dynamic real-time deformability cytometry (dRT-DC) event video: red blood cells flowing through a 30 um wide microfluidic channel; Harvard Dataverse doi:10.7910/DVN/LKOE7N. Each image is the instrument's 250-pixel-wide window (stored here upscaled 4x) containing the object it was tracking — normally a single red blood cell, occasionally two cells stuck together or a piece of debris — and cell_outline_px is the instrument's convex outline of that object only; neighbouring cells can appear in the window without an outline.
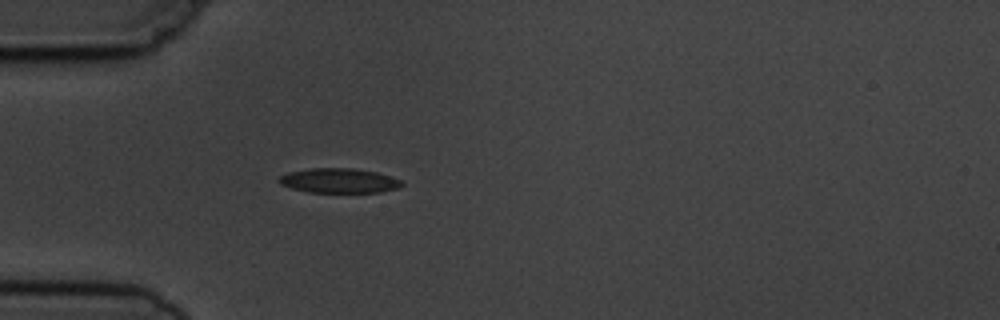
{"species": "common noctule bat (a hibernating species)", "species_latin": "Nyctalus noctula", "temperature_condition": "cold", "stored_images_in_passage": 5, "camera_frame_rate_fps": 3000, "um_per_image_px": 0.085, "animal": {"sex": "male", "body_mass_g": 19.5, "forearm_length_mm": 54.6}, "frame": {"image": 1, "passage_image": 5, "time_ms": 5.0, "image_size_px": [1000, 320], "cell_outline_px": [[404, 184], [396, 188], [380, 192], [308, 192], [292, 188], [280, 184], [280, 176], [288, 172], [312, 168], [352, 168], [376, 172], [400, 180]], "centroid_in_image_um": [28.8, 15.35], "position_along_channel_um": 56.2, "area_um2": 17.34}}